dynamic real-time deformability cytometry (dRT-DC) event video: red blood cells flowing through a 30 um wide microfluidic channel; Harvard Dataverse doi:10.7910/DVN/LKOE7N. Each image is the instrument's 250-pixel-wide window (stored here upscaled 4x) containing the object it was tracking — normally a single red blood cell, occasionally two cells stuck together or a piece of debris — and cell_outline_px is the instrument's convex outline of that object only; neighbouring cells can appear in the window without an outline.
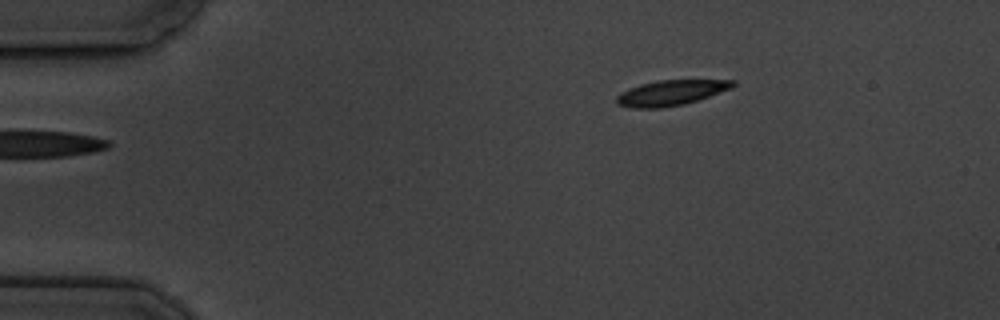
{"species": "common noctule bat (a hibernating species)", "species_latin": "Nyctalus noctula", "temperature_condition": "cold", "stored_images_in_passage": 3, "camera_frame_rate_fps": 3000, "um_per_image_px": 0.085, "animal": {"sex": "male", "body_mass_g": 19.5, "forearm_length_mm": 54.6}, "frame": {"image": 1, "passage_image": 3, "time_ms": 2.333, "image_size_px": [1000, 320], "cell_outline_px": [[736, 84], [732, 88], [684, 104], [660, 108], [632, 108], [616, 104], [616, 96], [628, 88], [640, 84], [656, 80], [736, 80]], "centroid_in_image_um": [57.0, 7.88], "position_along_channel_um": 28.0, "area_um2": 17.11}}